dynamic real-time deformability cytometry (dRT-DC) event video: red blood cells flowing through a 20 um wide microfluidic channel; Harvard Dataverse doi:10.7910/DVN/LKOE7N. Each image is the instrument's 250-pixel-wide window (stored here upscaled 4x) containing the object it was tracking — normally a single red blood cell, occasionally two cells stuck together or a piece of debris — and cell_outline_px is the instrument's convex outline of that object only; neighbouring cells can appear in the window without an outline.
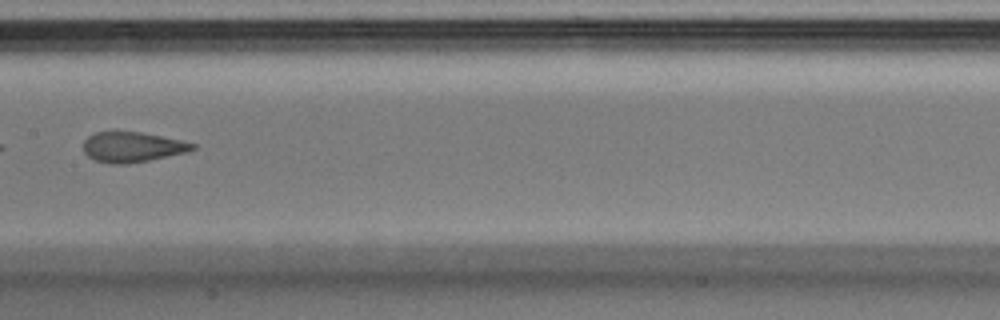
{"species": "Egyptian fruit bat (a non-hibernating species)", "species_latin": "Rousettus aegyptiacus", "temperature_condition": "warm", "stored_images_in_passage": 37, "segment_of_instrument_passage": [2, 2], "camera_frame_rate_fps": 3000, "um_per_image_px": 0.085, "animal": {"sex": "male"}, "frame": {"image": 1, "passage_image": 19, "time_ms": 6.0, "image_size_px": [1000, 320], "cell_outline_px": [[196, 148], [188, 152], [128, 164], [112, 164], [96, 160], [88, 156], [84, 152], [84, 140], [88, 136], [96, 132], [140, 132], [180, 140], [196, 144]], "centroid_in_image_um": [11.25, 12.5], "position_along_channel_um": 196.2, "area_um2": 19.02}}
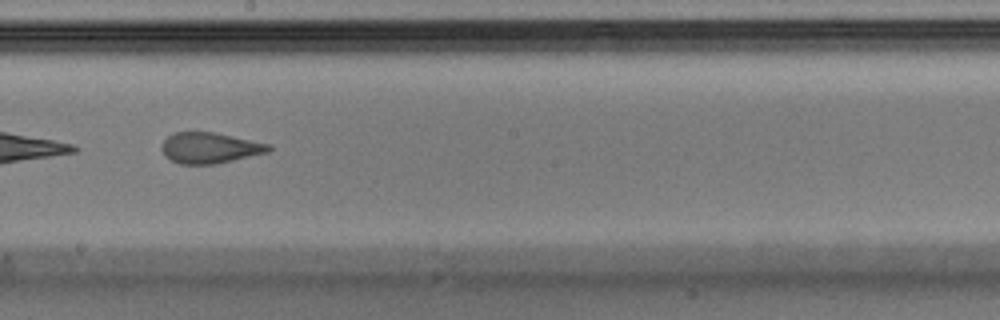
{"frame": {"image": 2, "passage_image": 21, "time_ms": 6.667, "image_size_px": [1000, 320], "cell_outline_px": [[272, 148], [268, 152], [216, 164], [180, 164], [168, 160], [164, 156], [160, 148], [160, 144], [168, 136], [176, 132], [212, 132], [272, 144]], "centroid_in_image_um": [17.79, 12.58], "position_along_channel_um": 230.4, "area_um2": 19.36}}